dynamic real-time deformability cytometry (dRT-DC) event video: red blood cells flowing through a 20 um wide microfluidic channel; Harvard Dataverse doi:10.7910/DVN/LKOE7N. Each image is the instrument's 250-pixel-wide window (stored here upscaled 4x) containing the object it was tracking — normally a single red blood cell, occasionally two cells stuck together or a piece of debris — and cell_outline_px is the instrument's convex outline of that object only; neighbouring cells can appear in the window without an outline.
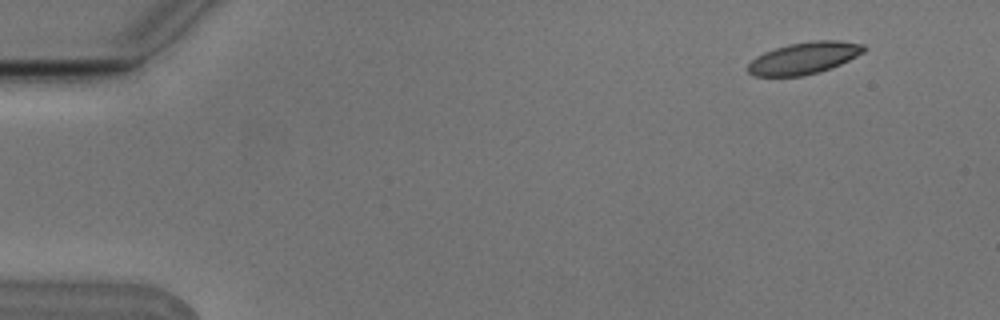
{"species": "Egyptian fruit bat (a non-hibernating species)", "species_latin": "Rousettus aegyptiacus", "temperature_condition": "cold", "stored_images_in_passage": 6, "camera_frame_rate_fps": 3000, "um_per_image_px": 0.085, "animal": {"sex": "male"}, "frame": {"image": 1, "passage_image": 1, "time_ms": 0.0, "image_size_px": [1000, 320], "cell_outline_px": [[868, 48], [864, 52], [840, 64], [820, 72], [804, 76], [756, 76], [748, 72], [748, 64], [756, 56], [764, 52], [788, 44], [816, 40], [836, 40], [864, 44]], "centroid_in_image_um": [68.36, 4.93], "position_along_channel_um": 16.6, "area_um2": 21.5}}
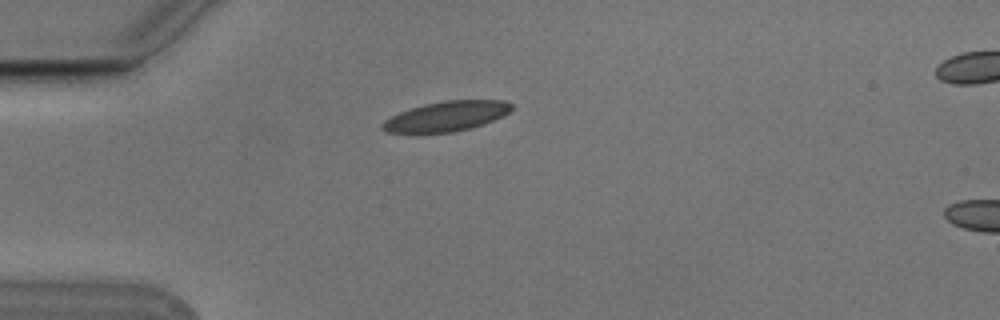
{"frame": {"image": 2, "passage_image": 4, "time_ms": 1.0, "image_size_px": [1000, 320], "cell_outline_px": [[512, 108], [508, 112], [484, 124], [452, 132], [388, 132], [380, 128], [380, 124], [384, 120], [400, 112], [424, 104], [444, 100], [504, 100], [512, 104]], "centroid_in_image_um": [37.93, 9.87], "position_along_channel_um": 47.1, "area_um2": 22.14}}